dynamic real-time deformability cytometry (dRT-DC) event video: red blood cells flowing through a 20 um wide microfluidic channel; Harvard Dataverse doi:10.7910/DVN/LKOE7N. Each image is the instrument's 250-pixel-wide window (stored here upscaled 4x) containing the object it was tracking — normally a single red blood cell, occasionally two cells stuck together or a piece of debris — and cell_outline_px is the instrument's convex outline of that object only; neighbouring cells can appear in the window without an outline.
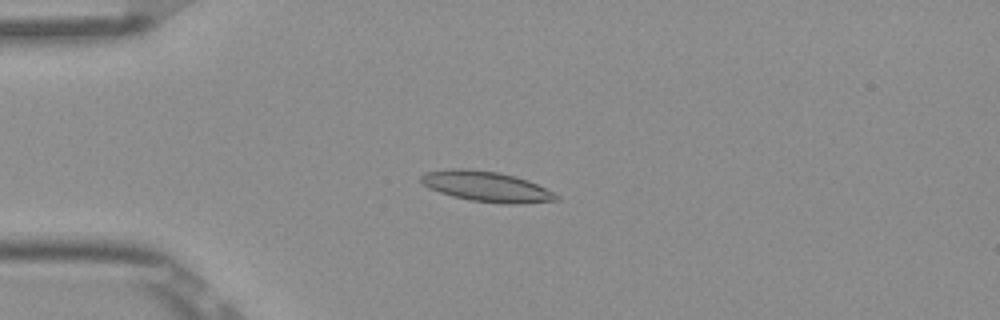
{"species": "Egyptian fruit bat (a non-hibernating species)", "species_latin": "Rousettus aegyptiacus", "temperature_condition": "room temperature", "stored_images_in_passage": 53, "camera_frame_rate_fps": 3000, "um_per_image_px": 0.085, "frame": {"image": 1, "passage_image": 14, "time_ms": 4.333, "image_size_px": [1000, 320], "cell_outline_px": [[560, 200], [516, 204], [504, 204], [472, 200], [452, 196], [428, 188], [420, 180], [420, 176], [424, 172], [452, 168], [464, 168], [496, 172], [516, 176], [528, 180], [560, 196]], "centroid_in_image_um": [41.33, 15.85], "position_along_channel_um": 43.7, "area_um2": 23.81}}
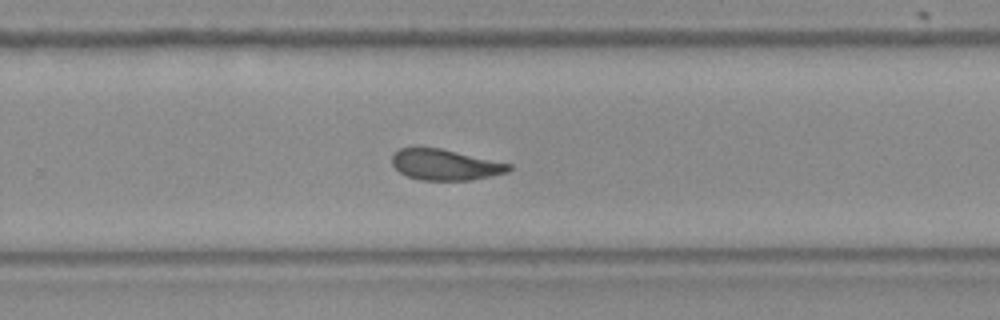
{"frame": {"image": 2, "passage_image": 35, "time_ms": 11.333, "image_size_px": [1000, 320], "cell_outline_px": [[512, 168], [508, 172], [472, 180], [420, 180], [408, 176], [400, 172], [392, 164], [392, 152], [400, 148], [412, 144], [416, 144], [440, 148], [512, 164]], "centroid_in_image_um": [37.77, 13.96], "position_along_channel_um": 292.0, "area_um2": 21.56}}
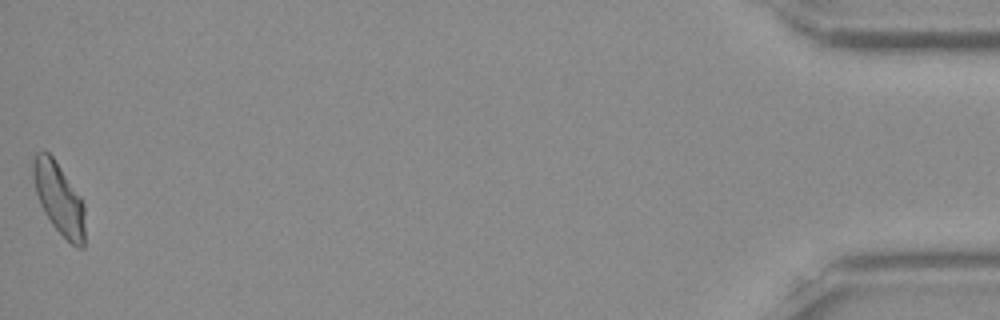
{"frame": {"image": 3, "passage_image": 53, "time_ms": 17.333, "image_size_px": [1000, 320], "cell_outline_px": [[84, 248], [76, 248], [52, 224], [44, 212], [40, 204], [36, 192], [32, 176], [32, 160], [36, 152], [44, 148], [52, 156], [80, 196], [84, 204]], "centroid_in_image_um": [4.99, 16.84], "position_along_channel_um": 430.2, "area_um2": 21.56}, "authors_computed_cell_mechanics": {"area_um2": 21.964, "velocity_mm_per_s": 3.8772, "shape_relaxation_time_tau1_ms": 6.7865, "shape_relaxation_time_tau2_ms": 2.7638, "deformation_change_tau1": 0.1487, "deformation_change_tau2": 0.0915}}